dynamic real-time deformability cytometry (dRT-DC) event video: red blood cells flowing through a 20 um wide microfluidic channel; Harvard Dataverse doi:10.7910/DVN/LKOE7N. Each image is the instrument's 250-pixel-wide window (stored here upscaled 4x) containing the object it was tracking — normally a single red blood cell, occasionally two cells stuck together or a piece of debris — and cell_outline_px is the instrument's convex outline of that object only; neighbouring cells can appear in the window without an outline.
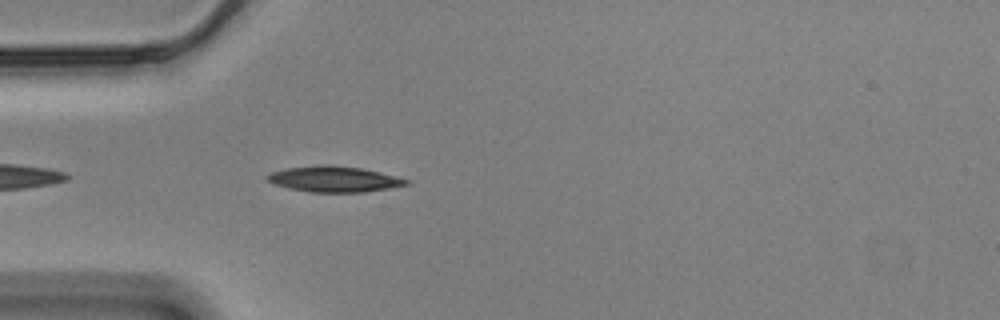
{"species": "Egyptian fruit bat (a non-hibernating species)", "species_latin": "Rousettus aegyptiacus", "temperature_condition": "cold", "stored_images_in_passage": 12, "camera_frame_rate_fps": 3000, "um_per_image_px": 0.085, "animal": {"sex": "male"}, "frame": {"image": 1, "passage_image": 3, "time_ms": 0.667, "image_size_px": [1000, 320], "cell_outline_px": [[408, 184], [388, 188], [364, 192], [308, 192], [288, 188], [276, 184], [268, 180], [264, 176], [272, 172], [288, 168], [320, 164], [332, 164], [360, 168], [380, 172], [408, 180]], "centroid_in_image_um": [28.36, 15.22], "position_along_channel_um": 56.6, "area_um2": 20.69}}
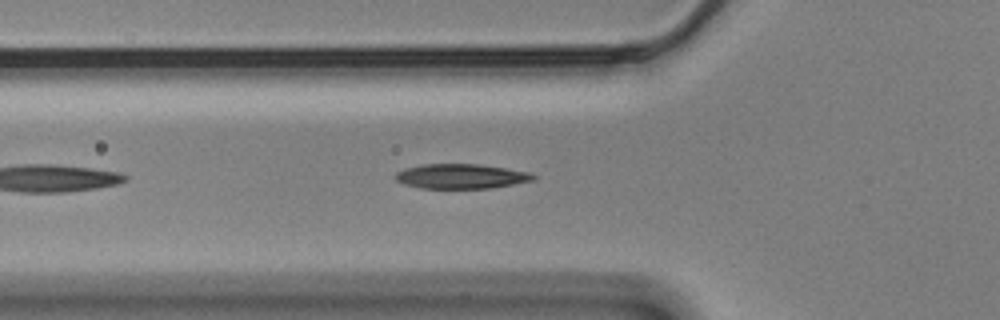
{"frame": {"image": 2, "passage_image": 6, "time_ms": 1.667, "image_size_px": [1000, 320], "cell_outline_px": [[536, 180], [492, 188], [420, 188], [404, 184], [396, 180], [392, 176], [396, 172], [404, 168], [420, 164], [480, 164], [528, 172], [536, 176]], "centroid_in_image_um": [39.15, 14.98], "position_along_channel_um": 86.7, "area_um2": 20.0}}